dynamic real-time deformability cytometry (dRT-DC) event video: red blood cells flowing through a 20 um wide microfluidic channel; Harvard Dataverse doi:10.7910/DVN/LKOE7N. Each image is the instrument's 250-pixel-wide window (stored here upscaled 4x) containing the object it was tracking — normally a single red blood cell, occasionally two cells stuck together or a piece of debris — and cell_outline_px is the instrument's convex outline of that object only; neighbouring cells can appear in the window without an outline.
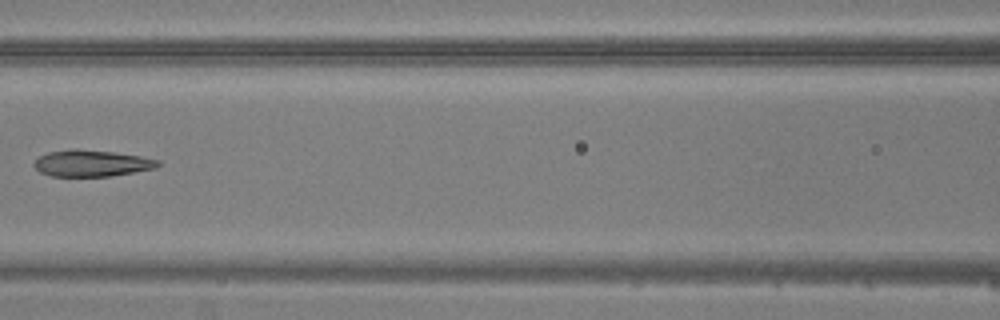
{"species": "common noctule bat (a hibernating species)", "species_latin": "Nyctalus noctula", "temperature_condition": "warm", "stored_images_in_passage": 4, "camera_frame_rate_fps": 3000, "um_per_image_px": 0.085, "animal": {"sex": "male", "body_mass_g": 20.5, "forearm_length_mm": 52.5}, "frame": {"image": 1, "passage_image": 4, "time_ms": 3.667, "image_size_px": [1000, 320], "cell_outline_px": [[160, 164], [152, 168], [132, 172], [108, 176], [52, 176], [40, 172], [32, 164], [40, 156], [48, 152], [72, 148], [76, 148], [112, 152], [140, 156], [160, 160]], "centroid_in_image_um": [7.74, 13.86], "position_along_channel_um": 158.9, "area_um2": 18.9}}